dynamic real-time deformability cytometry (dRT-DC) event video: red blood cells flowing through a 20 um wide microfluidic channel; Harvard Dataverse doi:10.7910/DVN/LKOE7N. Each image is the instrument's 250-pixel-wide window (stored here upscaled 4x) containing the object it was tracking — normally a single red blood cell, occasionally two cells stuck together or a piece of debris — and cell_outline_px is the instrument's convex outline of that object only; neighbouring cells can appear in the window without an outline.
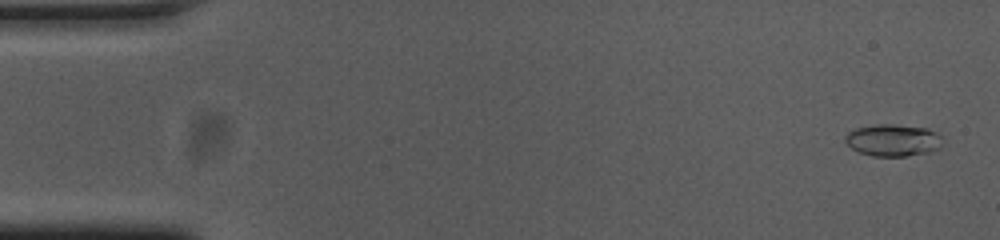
{"species": "common noctule bat (a hibernating species)", "species_latin": "Nyctalus noctula", "temperature_condition": "cold", "stored_images_in_passage": 54, "camera_frame_rate_fps": 3000, "um_per_image_px": 0.085, "animal": {"sex": "female", "body_mass_g": 23.0, "forearm_length_mm": 53.4}, "frame": {"image": 1, "passage_image": 2, "time_ms": 0.333, "image_size_px": [1000, 240], "cell_outline_px": [[940, 148], [928, 152], [904, 156], [872, 156], [860, 152], [852, 148], [844, 140], [844, 136], [848, 132], [856, 128], [876, 124], [892, 124], [928, 128], [936, 132], [940, 136]], "centroid_in_image_um": [75.88, 11.91], "position_along_channel_um": 9.1, "area_um2": 18.03}}
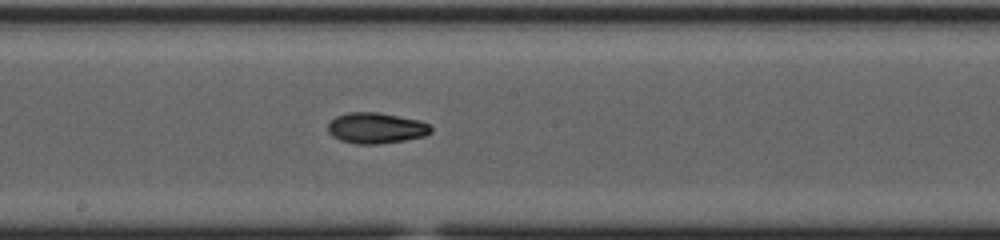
{"frame": {"image": 2, "passage_image": 29, "time_ms": 9.333, "image_size_px": [1000, 240], "cell_outline_px": [[432, 132], [424, 136], [404, 140], [376, 144], [356, 144], [340, 140], [332, 136], [328, 132], [328, 124], [336, 116], [348, 112], [380, 112], [420, 120], [428, 124], [432, 128]], "centroid_in_image_um": [31.96, 10.87], "position_along_channel_um": 216.2, "area_um2": 18.55}}
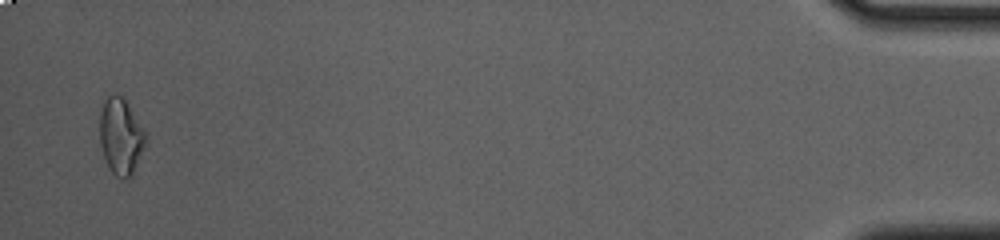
{"frame": {"image": 3, "passage_image": 53, "time_ms": 17.333, "image_size_px": [1000, 240], "cell_outline_px": [[144, 144], [132, 176], [124, 180], [116, 176], [112, 172], [104, 156], [100, 144], [100, 112], [104, 100], [108, 96], [116, 92], [124, 96], [144, 132]], "centroid_in_image_um": [10.23, 11.56], "position_along_channel_um": 425.0, "area_um2": 20.06}, "authors_computed_cell_mechanics": {"area_um2": 17.8024, "velocity_mm_per_s": 3.7475, "shape_relaxation_time_tau1_ms": 4.8011, "shape_relaxation_time_tau2_ms": 3.8914, "deformation_change_tau1": 0.1589, "deformation_change_tau2": 0.0858}}